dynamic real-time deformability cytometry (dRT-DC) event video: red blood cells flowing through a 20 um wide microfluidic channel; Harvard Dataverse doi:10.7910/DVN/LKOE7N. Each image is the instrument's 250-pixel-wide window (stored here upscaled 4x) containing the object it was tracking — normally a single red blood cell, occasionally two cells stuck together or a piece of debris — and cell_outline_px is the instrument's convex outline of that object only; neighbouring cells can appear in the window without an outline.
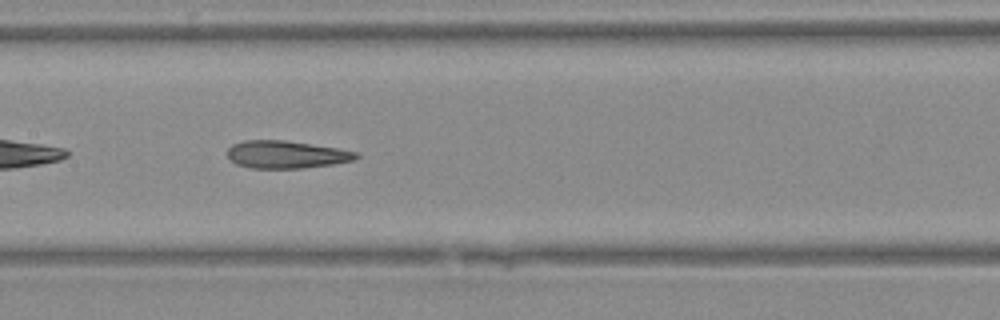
{"species": "Egyptian fruit bat (a non-hibernating species)", "species_latin": "Rousettus aegyptiacus", "temperature_condition": "warm", "stored_images_in_passage": 31, "camera_frame_rate_fps": 3000, "um_per_image_px": 0.085, "animal": {"sex": "female"}, "frame": {"image": 1, "passage_image": 14, "time_ms": 4.333, "image_size_px": [1000, 320], "cell_outline_px": [[360, 156], [356, 160], [332, 164], [300, 168], [248, 168], [236, 164], [228, 156], [228, 148], [232, 144], [244, 140], [284, 140], [340, 148], [360, 152]], "centroid_in_image_um": [24.37, 13.13], "position_along_channel_um": 183.0, "area_um2": 20.87}}
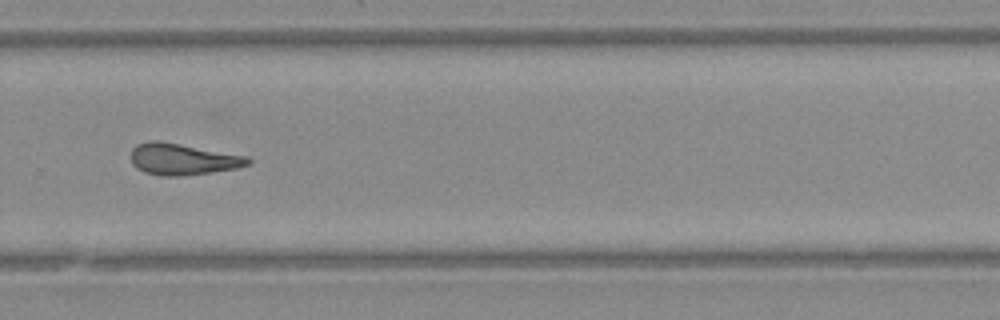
{"frame": {"image": 2, "passage_image": 22, "time_ms": 7.0, "image_size_px": [1000, 320], "cell_outline_px": [[252, 160], [248, 164], [236, 168], [208, 172], [176, 176], [160, 176], [144, 172], [136, 168], [132, 164], [132, 148], [136, 144], [148, 140], [160, 140], [248, 156]], "centroid_in_image_um": [15.49, 13.51], "position_along_channel_um": 314.3, "area_um2": 21.44}}